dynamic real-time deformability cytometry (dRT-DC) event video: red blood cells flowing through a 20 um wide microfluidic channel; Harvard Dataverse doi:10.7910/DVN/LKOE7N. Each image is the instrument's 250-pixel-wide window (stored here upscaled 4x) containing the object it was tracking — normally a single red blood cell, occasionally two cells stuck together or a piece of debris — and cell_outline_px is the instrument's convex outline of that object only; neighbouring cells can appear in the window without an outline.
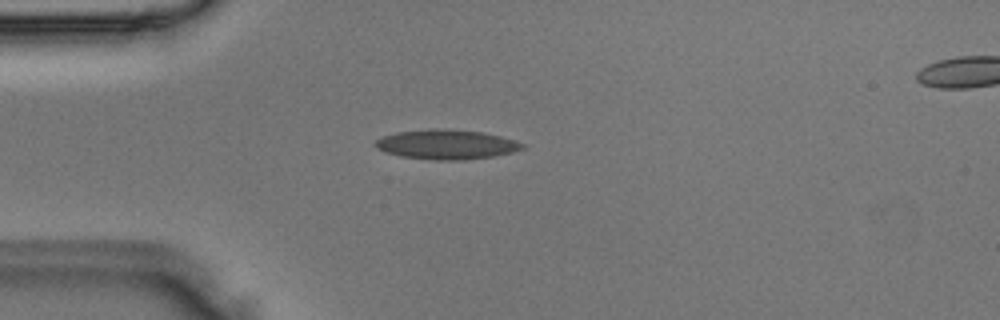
{"species": "Egyptian fruit bat (a non-hibernating species)", "species_latin": "Rousettus aegyptiacus", "temperature_condition": "room temperature", "stored_images_in_passage": 36, "camera_frame_rate_fps": 3000, "um_per_image_px": 0.085, "animal": {"sex": "male"}, "frame": {"image": 1, "passage_image": 1, "time_ms": 0.0, "image_size_px": [1000, 320], "cell_outline_px": [[524, 148], [512, 152], [492, 156], [460, 160], [432, 160], [400, 156], [384, 152], [376, 148], [372, 144], [376, 140], [384, 136], [396, 132], [428, 128], [436, 128], [480, 132], [500, 136], [524, 144]], "centroid_in_image_um": [37.87, 12.28], "position_along_channel_um": 47.1, "area_um2": 25.26}}
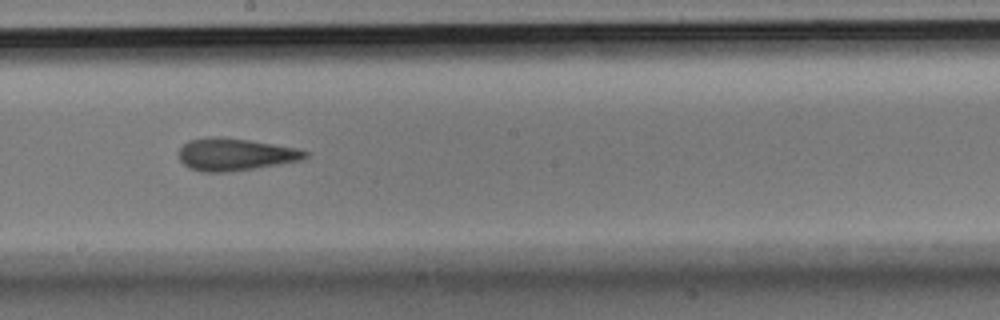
{"frame": {"image": 2, "passage_image": 15, "time_ms": 4.667, "image_size_px": [1000, 320], "cell_outline_px": [[312, 152], [304, 160], [228, 172], [204, 172], [188, 168], [180, 160], [180, 148], [188, 140], [212, 136], [220, 136], [248, 140], [300, 148]], "centroid_in_image_um": [20.04, 13.12], "position_along_channel_um": 228.2, "area_um2": 23.99}}
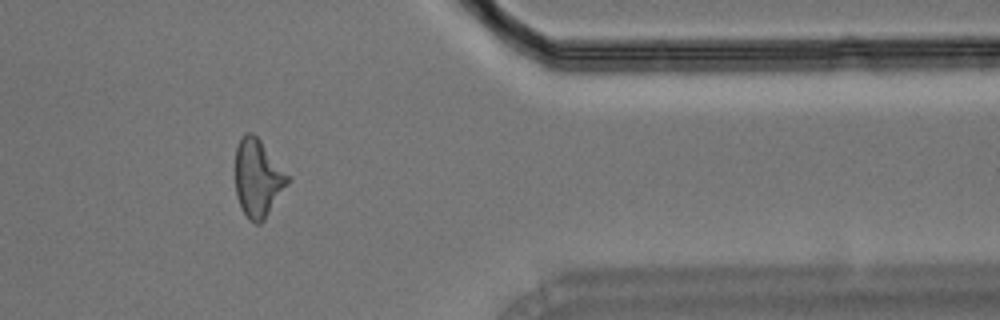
{"frame": {"image": 3, "passage_image": 28, "time_ms": 9.0, "image_size_px": [1000, 320], "cell_outline_px": [[292, 180], [264, 220], [260, 224], [256, 224], [248, 220], [236, 196], [236, 148], [244, 132], [252, 132], [260, 140]], "centroid_in_image_um": [21.93, 15.17], "position_along_channel_um": 389.5, "area_um2": 23.64}}